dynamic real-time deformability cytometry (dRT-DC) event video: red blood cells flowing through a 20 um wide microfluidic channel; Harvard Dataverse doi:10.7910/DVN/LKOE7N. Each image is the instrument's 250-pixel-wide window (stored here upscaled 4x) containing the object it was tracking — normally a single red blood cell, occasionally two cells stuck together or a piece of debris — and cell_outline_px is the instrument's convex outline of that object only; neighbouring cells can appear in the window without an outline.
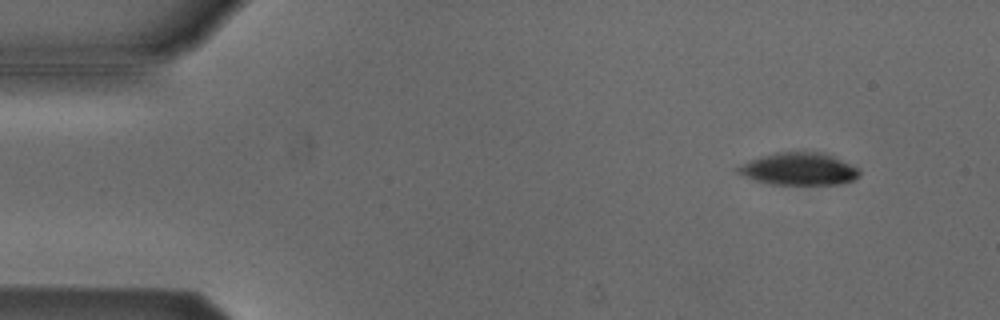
{"species": "Egyptian fruit bat (a non-hibernating species)", "species_latin": "Rousettus aegyptiacus", "temperature_condition": "cold", "stored_images_in_passage": 11, "camera_frame_rate_fps": 3000, "um_per_image_px": 0.085, "animal": {"sex": "male"}, "frame": {"image": 1, "passage_image": 2, "time_ms": 0.333, "image_size_px": [1000, 320], "cell_outline_px": [[860, 172], [852, 180], [836, 184], [772, 184], [752, 180], [736, 172], [736, 168], [748, 160], [760, 156], [776, 152], [820, 152], [832, 156], [852, 164], [860, 168]], "centroid_in_image_um": [67.86, 14.35], "position_along_channel_um": 17.1, "area_um2": 22.83}}
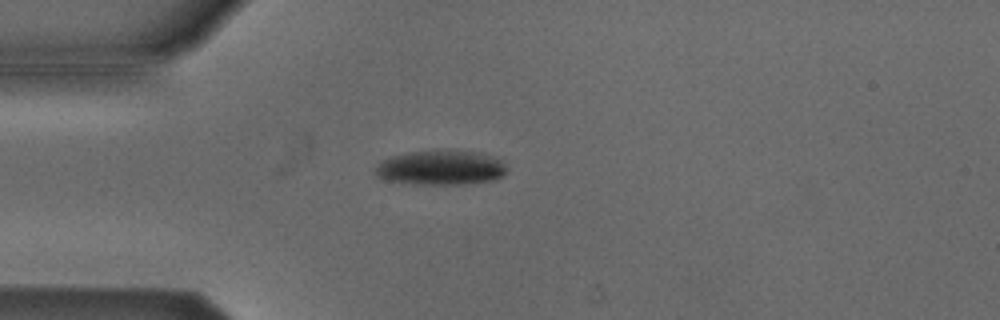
{"frame": {"image": 2, "passage_image": 11, "time_ms": 3.333, "image_size_px": [1000, 320], "cell_outline_px": [[508, 168], [504, 176], [496, 180], [460, 184], [416, 184], [388, 180], [376, 176], [376, 168], [380, 160], [392, 156], [412, 152], [480, 152], [500, 160]], "centroid_in_image_um": [37.49, 14.28], "position_along_channel_um": 47.5, "area_um2": 25.95}}